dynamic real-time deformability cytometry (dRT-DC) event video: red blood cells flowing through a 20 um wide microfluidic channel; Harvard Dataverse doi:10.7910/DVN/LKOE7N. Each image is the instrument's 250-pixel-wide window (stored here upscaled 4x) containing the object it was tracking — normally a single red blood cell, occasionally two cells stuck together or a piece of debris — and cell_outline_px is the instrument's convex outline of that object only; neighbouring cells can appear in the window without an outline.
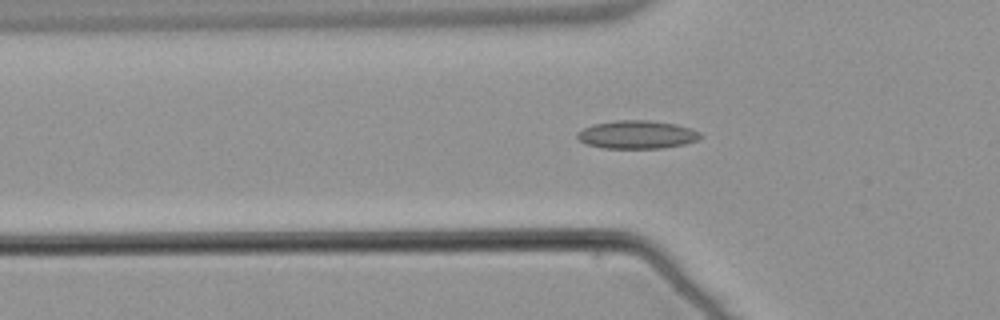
{"species": "common noctule bat (a hibernating species)", "species_latin": "Nyctalus noctula", "temperature_condition": "warm", "stored_images_in_passage": 48, "camera_frame_rate_fps": 3000, "um_per_image_px": 0.085, "animal": {"sex": "male", "body_mass_g": 21.5, "forearm_length_mm": 52.0}, "frame": {"image": 1, "passage_image": 18, "time_ms": 5.667, "image_size_px": [1000, 320], "cell_outline_px": [[704, 136], [696, 140], [684, 144], [664, 148], [604, 148], [584, 144], [576, 136], [576, 132], [592, 124], [616, 120], [648, 120], [676, 124], [692, 128], [700, 132]], "centroid_in_image_um": [54.14, 11.44], "position_along_channel_um": 71.7, "area_um2": 20.4}}
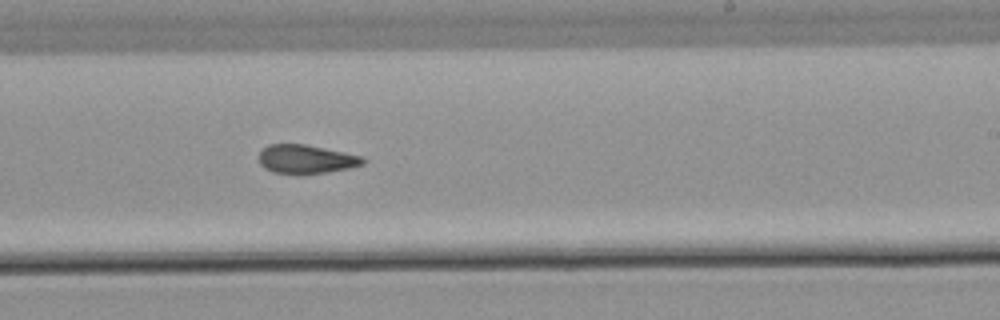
{"frame": {"image": 2, "passage_image": 33, "time_ms": 10.667, "image_size_px": [1000, 320], "cell_outline_px": [[368, 160], [364, 164], [348, 168], [324, 172], [272, 172], [264, 168], [260, 164], [260, 152], [268, 144], [304, 144], [364, 156]], "centroid_in_image_um": [26.06, 13.5], "position_along_channel_um": 262.9, "area_um2": 16.99}}
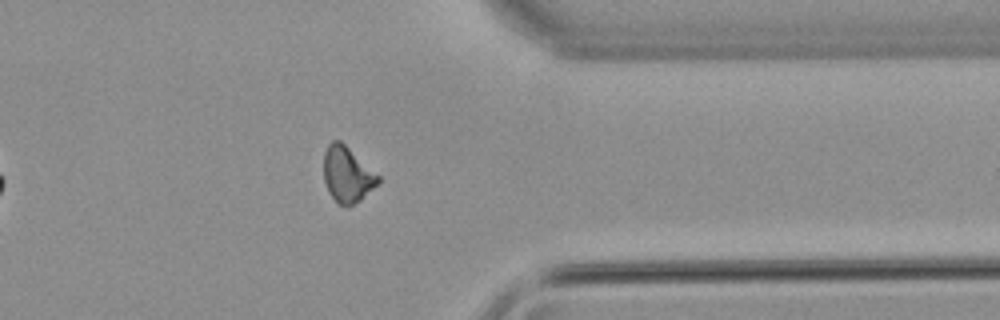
{"frame": {"image": 3, "passage_image": 43, "time_ms": 14.0, "image_size_px": [1000, 320], "cell_outline_px": [[380, 180], [360, 200], [352, 204], [340, 204], [328, 192], [324, 180], [324, 152], [328, 144], [332, 140], [340, 140], [380, 176]], "centroid_in_image_um": [29.49, 14.79], "position_along_channel_um": 381.9, "area_um2": 17.22}}